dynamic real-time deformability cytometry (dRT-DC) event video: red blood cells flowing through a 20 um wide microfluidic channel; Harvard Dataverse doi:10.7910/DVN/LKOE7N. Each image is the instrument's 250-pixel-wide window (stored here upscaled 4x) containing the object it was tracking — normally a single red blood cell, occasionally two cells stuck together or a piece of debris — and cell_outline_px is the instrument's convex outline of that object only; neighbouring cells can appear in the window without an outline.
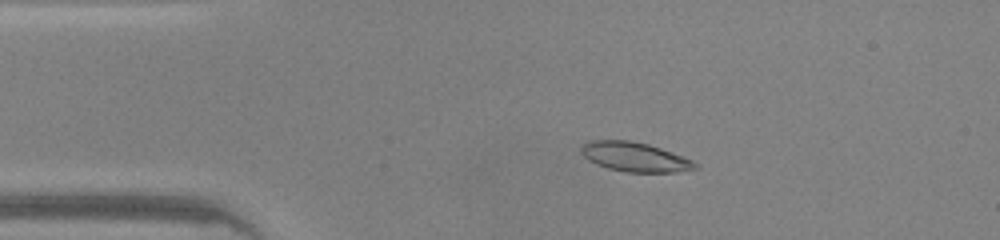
{"species": "common noctule bat (a hibernating species)", "species_latin": "Nyctalus noctula", "temperature_condition": "warm", "stored_images_in_passage": 46, "camera_frame_rate_fps": 3000, "um_per_image_px": 0.085, "animal": {"sex": "male", "body_mass_g": 20.0, "forearm_length_mm": 53.3}, "frame": {"image": 1, "passage_image": 8, "time_ms": 2.333, "image_size_px": [1000, 240], "cell_outline_px": [[700, 168], [676, 172], [624, 172], [608, 168], [596, 164], [588, 160], [580, 152], [580, 144], [592, 140], [628, 140], [648, 144], [672, 152], [692, 160]], "centroid_in_image_um": [53.92, 13.34], "position_along_channel_um": 31.1, "area_um2": 19.59}}
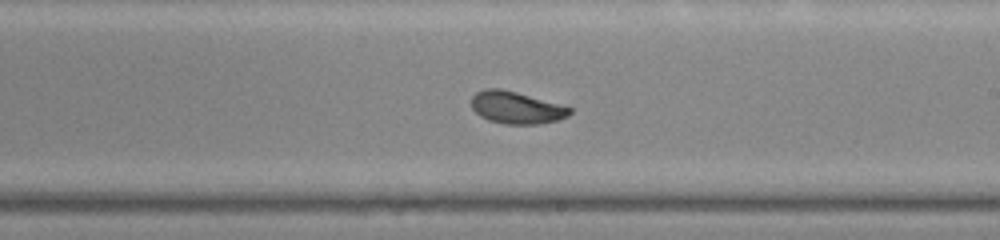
{"frame": {"image": 2, "passage_image": 26, "time_ms": 8.333, "image_size_px": [1000, 240], "cell_outline_px": [[572, 112], [568, 116], [556, 120], [540, 124], [504, 124], [488, 120], [480, 116], [472, 108], [472, 96], [476, 92], [484, 88], [500, 88], [516, 92], [572, 108]], "centroid_in_image_um": [43.86, 9.15], "position_along_channel_um": 245.1, "area_um2": 18.32}}
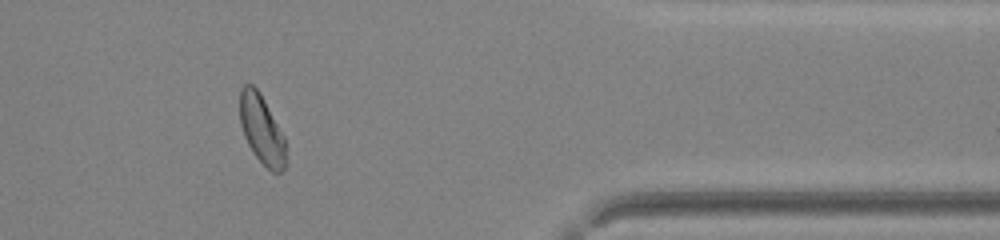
{"frame": {"image": 3, "passage_image": 38, "time_ms": 12.333, "image_size_px": [1000, 240], "cell_outline_px": [[288, 164], [280, 172], [272, 172], [252, 152], [244, 136], [240, 124], [240, 88], [244, 84], [252, 84], [260, 92], [284, 136], [288, 160]], "centroid_in_image_um": [22.26, 11.02], "position_along_channel_um": 389.1, "area_um2": 18.67}, "authors_computed_cell_mechanics": {"area_um2": 19.2763, "velocity_mm_per_s": 4.2501, "shape_relaxation_time_tau1_ms": 2.8818, "shape_relaxation_time_tau2_ms": 1.3234, "deformation_change_tau1": 0.1239, "deformation_change_tau2": 0.0448}}